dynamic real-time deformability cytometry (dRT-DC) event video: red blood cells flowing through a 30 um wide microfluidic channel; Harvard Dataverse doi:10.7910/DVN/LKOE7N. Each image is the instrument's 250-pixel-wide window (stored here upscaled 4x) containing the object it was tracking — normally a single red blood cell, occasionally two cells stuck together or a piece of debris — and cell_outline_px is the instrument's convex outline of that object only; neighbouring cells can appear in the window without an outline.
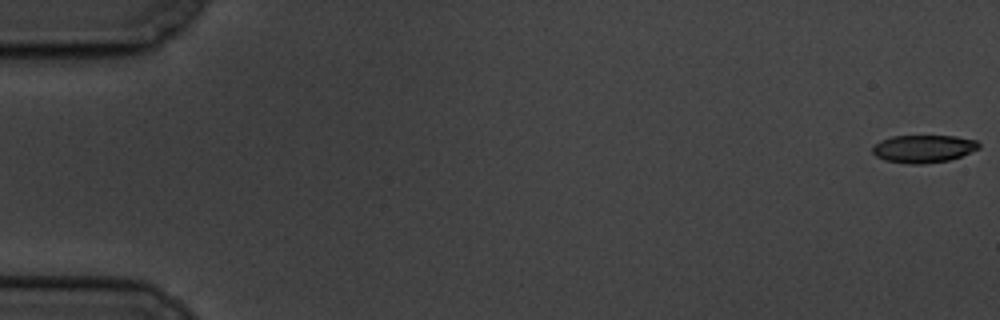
{"species": "common noctule bat (a hibernating species)", "species_latin": "Nyctalus noctula", "temperature_condition": "cold", "stored_images_in_passage": 7, "camera_frame_rate_fps": 3000, "um_per_image_px": 0.085, "animal": {"sex": "male", "body_mass_g": 19.5, "forearm_length_mm": 54.6}, "frame": {"image": 1, "passage_image": 1, "time_ms": 0.0, "image_size_px": [1000, 320], "cell_outline_px": [[980, 148], [960, 156], [948, 160], [920, 164], [908, 164], [884, 160], [876, 156], [872, 152], [872, 148], [880, 140], [892, 136], [956, 136], [976, 140], [980, 144]], "centroid_in_image_um": [78.48, 12.64], "position_along_channel_um": 6.5, "area_um2": 17.11}}
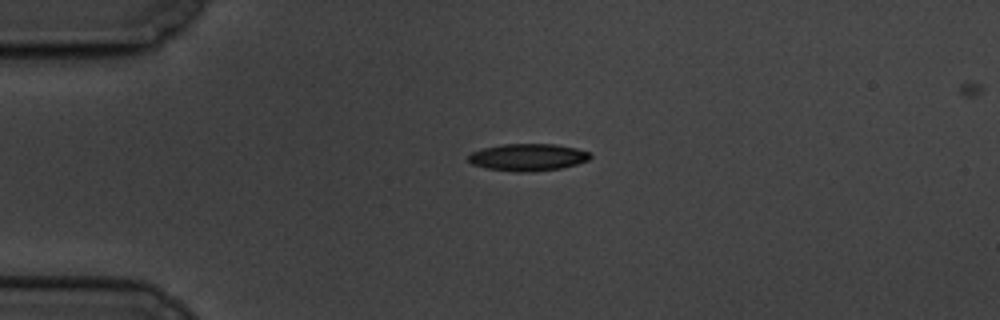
{"frame": {"image": 2, "passage_image": 5, "time_ms": 4.667, "image_size_px": [1000, 320], "cell_outline_px": [[592, 156], [588, 160], [576, 164], [560, 168], [532, 172], [516, 172], [488, 168], [472, 164], [468, 160], [468, 156], [472, 152], [484, 148], [500, 144], [556, 144], [576, 148], [588, 152]], "centroid_in_image_um": [44.87, 13.36], "position_along_channel_um": 40.1, "area_um2": 19.19}}